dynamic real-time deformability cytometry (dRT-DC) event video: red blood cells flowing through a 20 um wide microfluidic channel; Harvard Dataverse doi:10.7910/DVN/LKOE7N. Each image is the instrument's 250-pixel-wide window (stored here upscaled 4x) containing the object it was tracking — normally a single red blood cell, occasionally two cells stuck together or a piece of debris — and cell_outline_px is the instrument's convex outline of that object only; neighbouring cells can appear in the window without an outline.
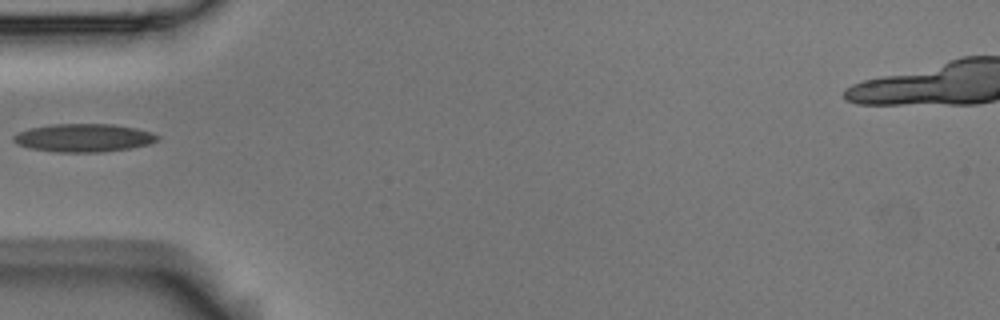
{"species": "Egyptian fruit bat (a non-hibernating species)", "species_latin": "Rousettus aegyptiacus", "temperature_condition": "room temperature", "stored_images_in_passage": 2, "camera_frame_rate_fps": 3000, "um_per_image_px": 0.085, "animal": {"sex": "male"}, "frame": {"image": 1, "passage_image": 2, "time_ms": 0.333, "image_size_px": [1000, 320], "cell_outline_px": [[160, 140], [148, 144], [128, 148], [100, 152], [60, 152], [32, 148], [16, 144], [12, 140], [12, 136], [16, 132], [28, 128], [52, 124], [112, 124], [136, 128], [152, 132], [160, 136]], "centroid_in_image_um": [7.09, 11.7], "position_along_channel_um": 77.9, "area_um2": 23.64}}